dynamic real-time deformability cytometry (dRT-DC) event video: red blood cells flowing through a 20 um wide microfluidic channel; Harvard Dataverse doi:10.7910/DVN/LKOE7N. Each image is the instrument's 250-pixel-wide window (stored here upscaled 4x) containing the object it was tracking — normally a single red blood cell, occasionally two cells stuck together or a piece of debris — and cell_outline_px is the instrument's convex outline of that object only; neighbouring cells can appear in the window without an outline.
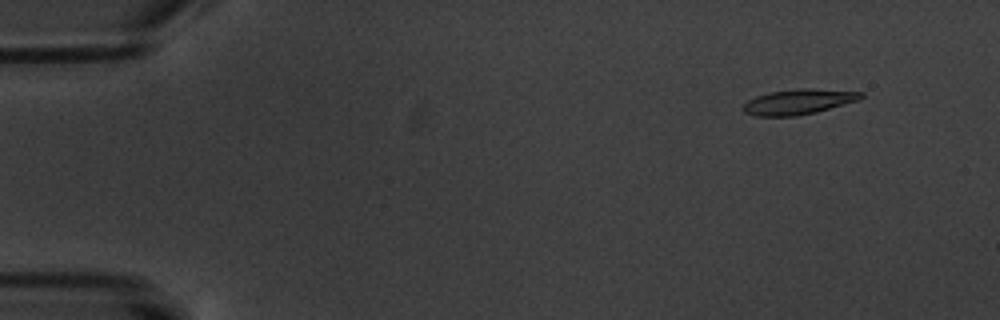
{"species": "common noctule bat (a hibernating species)", "species_latin": "Nyctalus noctula", "temperature_condition": "warm", "stored_images_in_passage": 7, "camera_frame_rate_fps": 3000, "um_per_image_px": 0.085, "animal": {"sex": "male", "body_mass_g": 20.1, "forearm_length_mm": 53.5}, "frame": {"image": 1, "passage_image": 2, "time_ms": 1.0, "image_size_px": [1000, 320], "cell_outline_px": [[864, 96], [860, 100], [816, 112], [796, 116], [756, 116], [744, 112], [744, 104], [748, 100], [756, 96], [768, 92], [800, 88], [812, 88], [864, 92]], "centroid_in_image_um": [67.91, 8.64], "position_along_channel_um": 17.1, "area_um2": 17.4}}
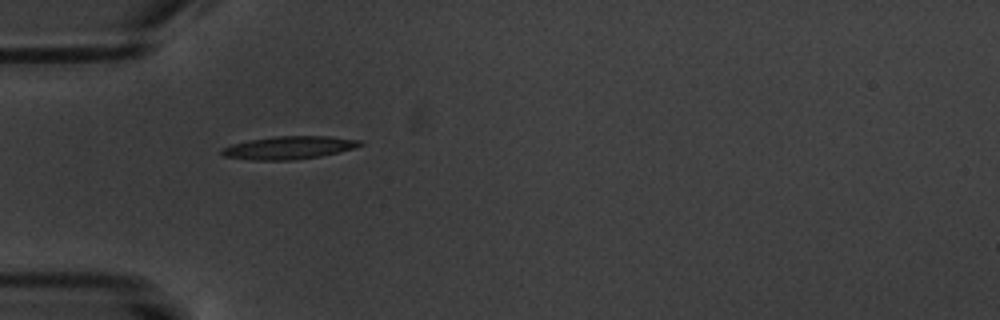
{"frame": {"image": 2, "passage_image": 5, "time_ms": 5.333, "image_size_px": [1000, 320], "cell_outline_px": [[364, 144], [340, 152], [320, 156], [292, 160], [252, 160], [224, 156], [220, 152], [220, 148], [232, 144], [248, 140], [276, 136], [328, 136], [360, 140]], "centroid_in_image_um": [24.53, 12.55], "position_along_channel_um": 60.5, "area_um2": 18.44}}